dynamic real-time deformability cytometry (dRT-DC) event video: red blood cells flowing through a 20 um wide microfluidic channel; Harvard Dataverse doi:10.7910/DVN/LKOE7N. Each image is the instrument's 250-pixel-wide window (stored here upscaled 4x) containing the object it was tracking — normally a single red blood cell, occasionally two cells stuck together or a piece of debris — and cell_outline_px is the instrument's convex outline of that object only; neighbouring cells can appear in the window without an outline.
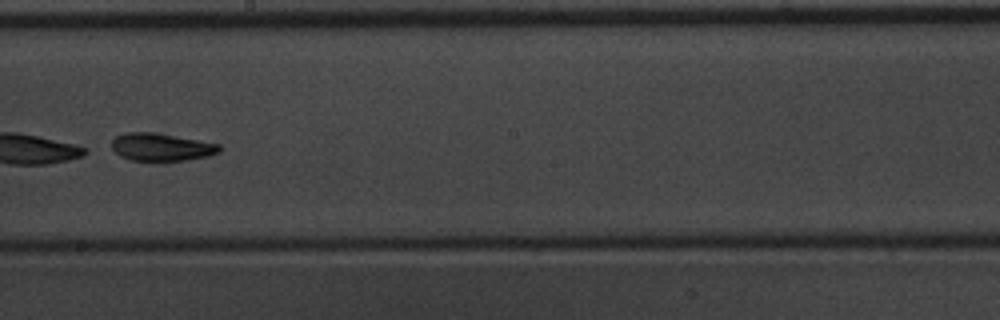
{"species": "common noctule bat (a hibernating species)", "species_latin": "Nyctalus noctula", "temperature_condition": "warm", "stored_images_in_passage": 51, "camera_frame_rate_fps": 3000, "um_per_image_px": 0.085, "animal": {"sex": "male", "body_mass_g": 20.1, "forearm_length_mm": 53.5}, "frame": {"image": 1, "passage_image": 30, "time_ms": 9.667, "image_size_px": [1000, 320], "cell_outline_px": [[220, 152], [208, 156], [184, 160], [132, 160], [120, 156], [112, 148], [112, 140], [116, 136], [124, 132], [152, 132], [220, 144]], "centroid_in_image_um": [13.69, 12.49], "position_along_channel_um": 234.5, "area_um2": 17.11}}